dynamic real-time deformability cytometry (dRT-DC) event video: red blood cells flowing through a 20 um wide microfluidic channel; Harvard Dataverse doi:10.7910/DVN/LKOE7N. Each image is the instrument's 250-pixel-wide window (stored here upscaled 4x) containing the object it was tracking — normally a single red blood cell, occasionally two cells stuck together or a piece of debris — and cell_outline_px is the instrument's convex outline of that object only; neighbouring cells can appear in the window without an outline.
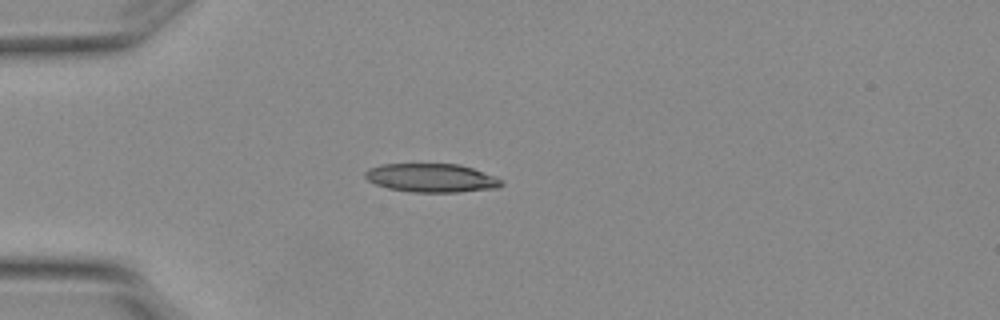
{"species": "Egyptian fruit bat (a non-hibernating species)", "species_latin": "Rousettus aegyptiacus", "temperature_condition": "warm", "stored_images_in_passage": 4, "camera_frame_rate_fps": 3000, "um_per_image_px": 0.085, "animal": {"sex": "female"}, "frame": {"image": 1, "passage_image": 4, "time_ms": 1.0, "image_size_px": [1000, 320], "cell_outline_px": [[504, 184], [496, 188], [456, 192], [412, 192], [388, 188], [376, 184], [368, 180], [364, 176], [364, 172], [368, 168], [380, 164], [460, 164], [496, 176], [504, 180]], "centroid_in_image_um": [36.68, 15.12], "position_along_channel_um": 48.3, "area_um2": 22.83}}